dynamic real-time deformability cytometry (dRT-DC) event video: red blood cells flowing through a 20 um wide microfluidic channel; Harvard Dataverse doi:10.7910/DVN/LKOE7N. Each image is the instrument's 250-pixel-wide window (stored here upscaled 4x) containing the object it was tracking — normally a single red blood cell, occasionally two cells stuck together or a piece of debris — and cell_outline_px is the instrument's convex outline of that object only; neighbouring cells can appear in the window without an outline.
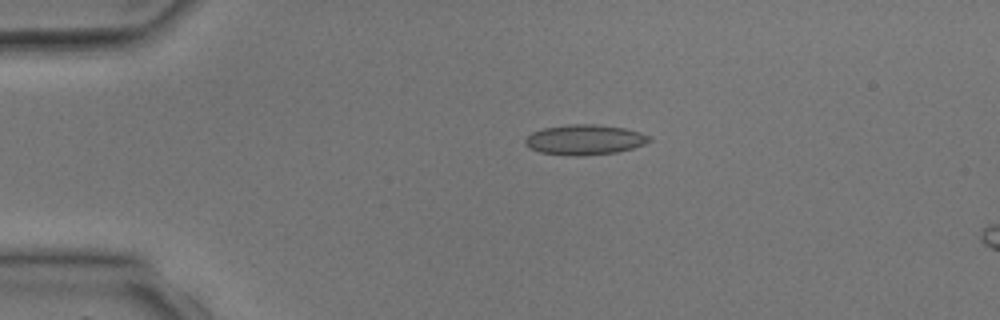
{"species": "common noctule bat (a hibernating species)", "species_latin": "Nyctalus noctula", "temperature_condition": "room temperature", "stored_images_in_passage": 4, "camera_frame_rate_fps": 3000, "um_per_image_px": 0.085, "animal": {"sex": "male", "body_mass_g": 17.9, "forearm_length_mm": 54.2}, "frame": {"image": 1, "passage_image": 3, "time_ms": 2.333, "image_size_px": [1000, 320], "cell_outline_px": [[652, 140], [644, 144], [632, 148], [616, 152], [580, 156], [572, 156], [540, 152], [524, 144], [524, 140], [532, 132], [544, 128], [568, 124], [596, 124], [624, 128], [640, 132], [652, 136]], "centroid_in_image_um": [49.72, 11.87], "position_along_channel_um": 35.3, "area_um2": 21.79}}